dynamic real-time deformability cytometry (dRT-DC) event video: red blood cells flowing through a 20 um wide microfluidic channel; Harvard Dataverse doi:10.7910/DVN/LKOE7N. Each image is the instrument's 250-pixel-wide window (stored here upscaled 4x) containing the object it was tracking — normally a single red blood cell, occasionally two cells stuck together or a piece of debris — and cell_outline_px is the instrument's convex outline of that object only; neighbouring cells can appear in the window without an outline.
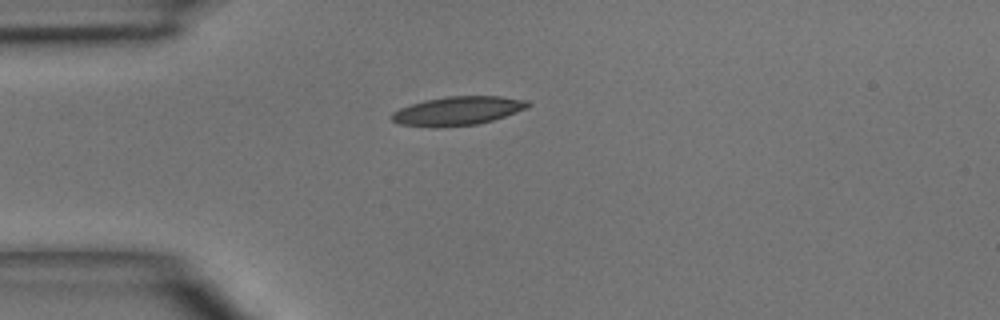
{"species": "common noctule bat (a hibernating species)", "species_latin": "Nyctalus noctula", "temperature_condition": "room temperature", "stored_images_in_passage": 4, "camera_frame_rate_fps": 3000, "um_per_image_px": 0.085, "animal": {"sex": "male", "body_mass_g": 15.6}, "frame": {"image": 1, "passage_image": 4, "time_ms": 3.667, "image_size_px": [1000, 320], "cell_outline_px": [[532, 104], [528, 108], [492, 120], [476, 124], [440, 128], [400, 124], [392, 120], [392, 112], [400, 108], [424, 100], [448, 96], [504, 96], [528, 100]], "centroid_in_image_um": [38.94, 9.42], "position_along_channel_um": 46.1, "area_um2": 22.89}}